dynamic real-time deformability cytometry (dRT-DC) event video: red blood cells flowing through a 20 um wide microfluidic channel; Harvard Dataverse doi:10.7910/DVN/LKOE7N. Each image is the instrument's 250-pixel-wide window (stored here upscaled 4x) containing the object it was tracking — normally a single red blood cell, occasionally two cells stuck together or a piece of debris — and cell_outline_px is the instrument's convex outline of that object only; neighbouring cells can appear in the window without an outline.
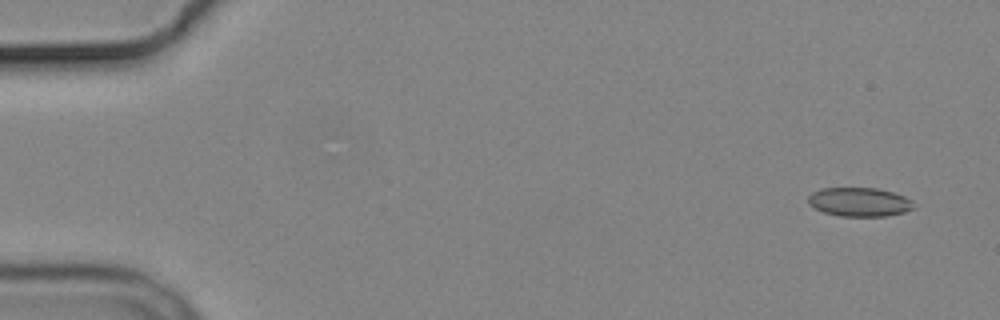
{"species": "common noctule bat (a hibernating species)", "species_latin": "Nyctalus noctula", "temperature_condition": "cold", "stored_images_in_passage": 4, "camera_frame_rate_fps": 3000, "um_per_image_px": 0.085, "animal": {"sex": "male", "body_mass_g": 19.2, "forearm_length_mm": 51.8}, "frame": {"image": 1, "passage_image": 1, "time_ms": 0.0, "image_size_px": [1000, 320], "cell_outline_px": [[916, 208], [904, 212], [888, 216], [840, 216], [824, 212], [808, 204], [808, 196], [812, 192], [820, 188], [876, 188], [892, 192], [904, 196], [912, 200]], "centroid_in_image_um": [73.06, 17.17], "position_along_channel_um": 11.9, "area_um2": 17.86}}
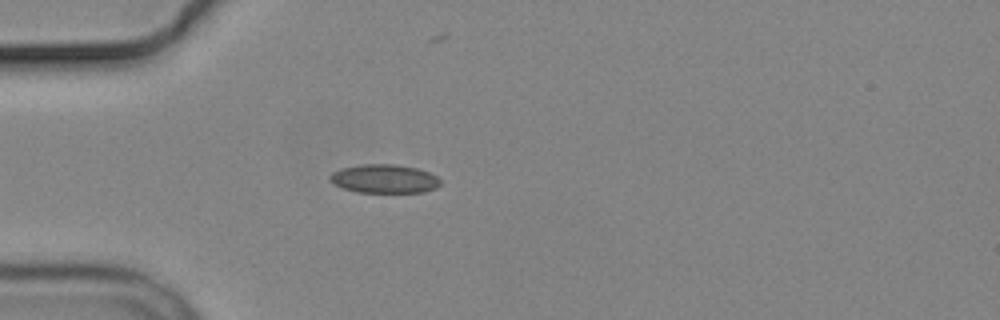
{"frame": {"image": 2, "passage_image": 4, "time_ms": 4.333, "image_size_px": [1000, 320], "cell_outline_px": [[440, 184], [436, 188], [424, 192], [356, 192], [344, 188], [328, 180], [328, 176], [332, 172], [340, 168], [364, 164], [392, 164], [416, 168], [428, 172], [436, 176], [440, 180]], "centroid_in_image_um": [32.64, 15.19], "position_along_channel_um": 52.4, "area_um2": 18.38}}